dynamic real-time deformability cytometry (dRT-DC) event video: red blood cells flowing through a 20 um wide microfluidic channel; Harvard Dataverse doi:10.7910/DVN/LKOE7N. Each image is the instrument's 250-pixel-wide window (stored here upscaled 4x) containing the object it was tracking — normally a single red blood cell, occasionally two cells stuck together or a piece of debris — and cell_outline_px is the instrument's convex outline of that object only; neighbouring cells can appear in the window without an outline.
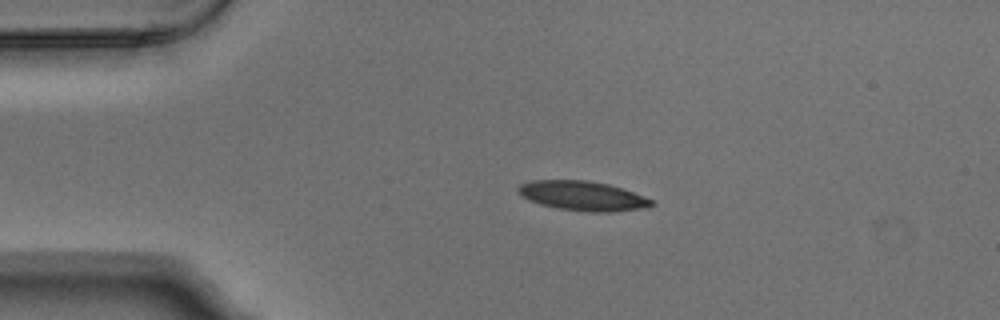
{"species": "Egyptian fruit bat (a non-hibernating species)", "species_latin": "Rousettus aegyptiacus", "temperature_condition": "warm", "stored_images_in_passage": 2, "camera_frame_rate_fps": 3000, "um_per_image_px": 0.085, "animal": {"sex": "male"}, "frame": {"image": 1, "passage_image": 1, "time_ms": 0.0, "image_size_px": [1000, 320], "cell_outline_px": [[656, 204], [648, 208], [612, 212], [588, 212], [560, 208], [540, 204], [528, 200], [520, 196], [516, 192], [516, 188], [520, 184], [532, 180], [584, 180], [608, 184], [644, 196], [652, 200]], "centroid_in_image_um": [49.51, 16.65], "position_along_channel_um": 35.5, "area_um2": 23.06}}